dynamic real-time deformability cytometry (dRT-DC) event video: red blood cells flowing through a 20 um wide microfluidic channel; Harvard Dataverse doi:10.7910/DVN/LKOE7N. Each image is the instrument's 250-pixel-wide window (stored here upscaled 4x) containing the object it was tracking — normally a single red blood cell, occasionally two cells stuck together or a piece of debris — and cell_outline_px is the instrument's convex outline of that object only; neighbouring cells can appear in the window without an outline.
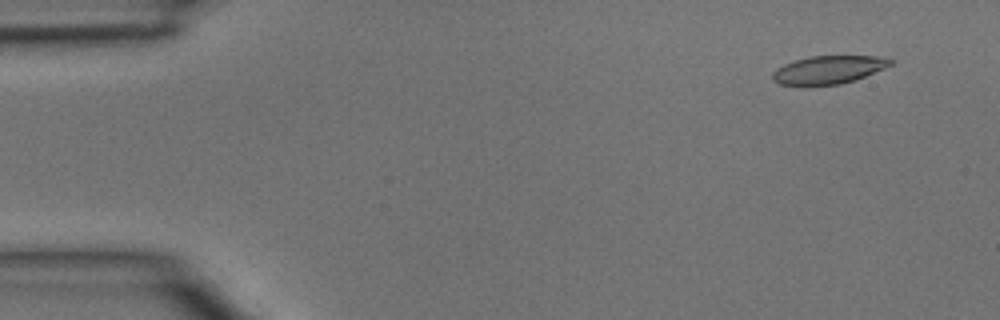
{"species": "common noctule bat (a hibernating species)", "species_latin": "Nyctalus noctula", "temperature_condition": "room temperature", "stored_images_in_passage": 4, "camera_frame_rate_fps": 3000, "um_per_image_px": 0.085, "animal": {"sex": "male", "body_mass_g": 15.6}, "frame": {"image": 1, "passage_image": 1, "time_ms": 0.0, "image_size_px": [1000, 320], "cell_outline_px": [[892, 64], [884, 68], [864, 76], [840, 84], [780, 84], [772, 80], [772, 72], [776, 68], [784, 64], [796, 60], [812, 56], [888, 56], [892, 60]], "centroid_in_image_um": [70.43, 5.9], "position_along_channel_um": 14.6, "area_um2": 18.9}}